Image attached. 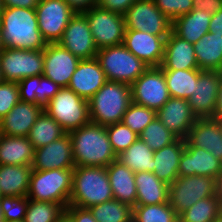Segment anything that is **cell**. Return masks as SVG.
<instances>
[{
	"mask_svg": "<svg viewBox=\"0 0 222 222\" xmlns=\"http://www.w3.org/2000/svg\"><path fill=\"white\" fill-rule=\"evenodd\" d=\"M0 31L6 48L43 50L47 45L38 28L35 9L3 8Z\"/></svg>",
	"mask_w": 222,
	"mask_h": 222,
	"instance_id": "1",
	"label": "cell"
},
{
	"mask_svg": "<svg viewBox=\"0 0 222 222\" xmlns=\"http://www.w3.org/2000/svg\"><path fill=\"white\" fill-rule=\"evenodd\" d=\"M75 166L108 167L117 159L106 126L89 122L69 132Z\"/></svg>",
	"mask_w": 222,
	"mask_h": 222,
	"instance_id": "2",
	"label": "cell"
},
{
	"mask_svg": "<svg viewBox=\"0 0 222 222\" xmlns=\"http://www.w3.org/2000/svg\"><path fill=\"white\" fill-rule=\"evenodd\" d=\"M112 199L106 167L75 166L69 205L88 209Z\"/></svg>",
	"mask_w": 222,
	"mask_h": 222,
	"instance_id": "3",
	"label": "cell"
},
{
	"mask_svg": "<svg viewBox=\"0 0 222 222\" xmlns=\"http://www.w3.org/2000/svg\"><path fill=\"white\" fill-rule=\"evenodd\" d=\"M88 102L90 122L101 126L122 122L132 103L131 85L107 81Z\"/></svg>",
	"mask_w": 222,
	"mask_h": 222,
	"instance_id": "4",
	"label": "cell"
},
{
	"mask_svg": "<svg viewBox=\"0 0 222 222\" xmlns=\"http://www.w3.org/2000/svg\"><path fill=\"white\" fill-rule=\"evenodd\" d=\"M73 169L32 170L28 199L69 205Z\"/></svg>",
	"mask_w": 222,
	"mask_h": 222,
	"instance_id": "5",
	"label": "cell"
},
{
	"mask_svg": "<svg viewBox=\"0 0 222 222\" xmlns=\"http://www.w3.org/2000/svg\"><path fill=\"white\" fill-rule=\"evenodd\" d=\"M96 58L107 81L131 85L148 66L123 44L99 49Z\"/></svg>",
	"mask_w": 222,
	"mask_h": 222,
	"instance_id": "6",
	"label": "cell"
},
{
	"mask_svg": "<svg viewBox=\"0 0 222 222\" xmlns=\"http://www.w3.org/2000/svg\"><path fill=\"white\" fill-rule=\"evenodd\" d=\"M44 111L69 133L90 122L89 102L68 87H63L44 107Z\"/></svg>",
	"mask_w": 222,
	"mask_h": 222,
	"instance_id": "7",
	"label": "cell"
},
{
	"mask_svg": "<svg viewBox=\"0 0 222 222\" xmlns=\"http://www.w3.org/2000/svg\"><path fill=\"white\" fill-rule=\"evenodd\" d=\"M215 196V178L207 176H178L169 185L168 202L179 216L197 201Z\"/></svg>",
	"mask_w": 222,
	"mask_h": 222,
	"instance_id": "8",
	"label": "cell"
},
{
	"mask_svg": "<svg viewBox=\"0 0 222 222\" xmlns=\"http://www.w3.org/2000/svg\"><path fill=\"white\" fill-rule=\"evenodd\" d=\"M44 49L27 50L6 48L0 52V67L3 81L20 80L43 74Z\"/></svg>",
	"mask_w": 222,
	"mask_h": 222,
	"instance_id": "9",
	"label": "cell"
},
{
	"mask_svg": "<svg viewBox=\"0 0 222 222\" xmlns=\"http://www.w3.org/2000/svg\"><path fill=\"white\" fill-rule=\"evenodd\" d=\"M82 14L87 18L98 50L123 44L125 33L124 15L105 10L99 5Z\"/></svg>",
	"mask_w": 222,
	"mask_h": 222,
	"instance_id": "10",
	"label": "cell"
},
{
	"mask_svg": "<svg viewBox=\"0 0 222 222\" xmlns=\"http://www.w3.org/2000/svg\"><path fill=\"white\" fill-rule=\"evenodd\" d=\"M125 29L168 37L172 21L155 5L153 0H136L124 14Z\"/></svg>",
	"mask_w": 222,
	"mask_h": 222,
	"instance_id": "11",
	"label": "cell"
},
{
	"mask_svg": "<svg viewBox=\"0 0 222 222\" xmlns=\"http://www.w3.org/2000/svg\"><path fill=\"white\" fill-rule=\"evenodd\" d=\"M132 102L156 112L170 99L164 72L160 67H148L131 84Z\"/></svg>",
	"mask_w": 222,
	"mask_h": 222,
	"instance_id": "12",
	"label": "cell"
},
{
	"mask_svg": "<svg viewBox=\"0 0 222 222\" xmlns=\"http://www.w3.org/2000/svg\"><path fill=\"white\" fill-rule=\"evenodd\" d=\"M35 11L38 28L46 43H57L75 15L65 0H40Z\"/></svg>",
	"mask_w": 222,
	"mask_h": 222,
	"instance_id": "13",
	"label": "cell"
},
{
	"mask_svg": "<svg viewBox=\"0 0 222 222\" xmlns=\"http://www.w3.org/2000/svg\"><path fill=\"white\" fill-rule=\"evenodd\" d=\"M80 60L97 56L93 36L87 18L82 13H75L70 19L62 38L57 42Z\"/></svg>",
	"mask_w": 222,
	"mask_h": 222,
	"instance_id": "14",
	"label": "cell"
},
{
	"mask_svg": "<svg viewBox=\"0 0 222 222\" xmlns=\"http://www.w3.org/2000/svg\"><path fill=\"white\" fill-rule=\"evenodd\" d=\"M221 80L222 71L202 70L199 73L194 92L188 98L190 108L197 118H212Z\"/></svg>",
	"mask_w": 222,
	"mask_h": 222,
	"instance_id": "15",
	"label": "cell"
},
{
	"mask_svg": "<svg viewBox=\"0 0 222 222\" xmlns=\"http://www.w3.org/2000/svg\"><path fill=\"white\" fill-rule=\"evenodd\" d=\"M80 59L59 43H47L44 48L43 74L59 86L68 87Z\"/></svg>",
	"mask_w": 222,
	"mask_h": 222,
	"instance_id": "16",
	"label": "cell"
},
{
	"mask_svg": "<svg viewBox=\"0 0 222 222\" xmlns=\"http://www.w3.org/2000/svg\"><path fill=\"white\" fill-rule=\"evenodd\" d=\"M167 37L125 29L123 45L148 67H160Z\"/></svg>",
	"mask_w": 222,
	"mask_h": 222,
	"instance_id": "17",
	"label": "cell"
},
{
	"mask_svg": "<svg viewBox=\"0 0 222 222\" xmlns=\"http://www.w3.org/2000/svg\"><path fill=\"white\" fill-rule=\"evenodd\" d=\"M72 140L69 133L35 149L33 170L74 169Z\"/></svg>",
	"mask_w": 222,
	"mask_h": 222,
	"instance_id": "18",
	"label": "cell"
},
{
	"mask_svg": "<svg viewBox=\"0 0 222 222\" xmlns=\"http://www.w3.org/2000/svg\"><path fill=\"white\" fill-rule=\"evenodd\" d=\"M156 117L176 137L186 139L189 130L198 119L192 112L187 99L170 97L156 112Z\"/></svg>",
	"mask_w": 222,
	"mask_h": 222,
	"instance_id": "19",
	"label": "cell"
},
{
	"mask_svg": "<svg viewBox=\"0 0 222 222\" xmlns=\"http://www.w3.org/2000/svg\"><path fill=\"white\" fill-rule=\"evenodd\" d=\"M106 82L105 73L95 57L79 61L68 88L78 96L89 100Z\"/></svg>",
	"mask_w": 222,
	"mask_h": 222,
	"instance_id": "20",
	"label": "cell"
},
{
	"mask_svg": "<svg viewBox=\"0 0 222 222\" xmlns=\"http://www.w3.org/2000/svg\"><path fill=\"white\" fill-rule=\"evenodd\" d=\"M185 146L203 148L222 162V132L218 121L198 118L189 130Z\"/></svg>",
	"mask_w": 222,
	"mask_h": 222,
	"instance_id": "21",
	"label": "cell"
},
{
	"mask_svg": "<svg viewBox=\"0 0 222 222\" xmlns=\"http://www.w3.org/2000/svg\"><path fill=\"white\" fill-rule=\"evenodd\" d=\"M222 173V162L203 148L186 147L180 157L179 176H207L216 178Z\"/></svg>",
	"mask_w": 222,
	"mask_h": 222,
	"instance_id": "22",
	"label": "cell"
},
{
	"mask_svg": "<svg viewBox=\"0 0 222 222\" xmlns=\"http://www.w3.org/2000/svg\"><path fill=\"white\" fill-rule=\"evenodd\" d=\"M43 111L41 105L19 101L0 120L1 133L7 136L28 137L31 127Z\"/></svg>",
	"mask_w": 222,
	"mask_h": 222,
	"instance_id": "23",
	"label": "cell"
},
{
	"mask_svg": "<svg viewBox=\"0 0 222 222\" xmlns=\"http://www.w3.org/2000/svg\"><path fill=\"white\" fill-rule=\"evenodd\" d=\"M160 68L162 70L199 69L194 45L171 31L165 40L164 57Z\"/></svg>",
	"mask_w": 222,
	"mask_h": 222,
	"instance_id": "24",
	"label": "cell"
},
{
	"mask_svg": "<svg viewBox=\"0 0 222 222\" xmlns=\"http://www.w3.org/2000/svg\"><path fill=\"white\" fill-rule=\"evenodd\" d=\"M113 198L122 203L136 206L137 191L135 172L117 159L106 167Z\"/></svg>",
	"mask_w": 222,
	"mask_h": 222,
	"instance_id": "25",
	"label": "cell"
},
{
	"mask_svg": "<svg viewBox=\"0 0 222 222\" xmlns=\"http://www.w3.org/2000/svg\"><path fill=\"white\" fill-rule=\"evenodd\" d=\"M185 149V139L178 138L153 154L154 174L166 184H172L178 175L180 157Z\"/></svg>",
	"mask_w": 222,
	"mask_h": 222,
	"instance_id": "26",
	"label": "cell"
},
{
	"mask_svg": "<svg viewBox=\"0 0 222 222\" xmlns=\"http://www.w3.org/2000/svg\"><path fill=\"white\" fill-rule=\"evenodd\" d=\"M136 205H157L168 202L169 185L148 171L135 173Z\"/></svg>",
	"mask_w": 222,
	"mask_h": 222,
	"instance_id": "27",
	"label": "cell"
},
{
	"mask_svg": "<svg viewBox=\"0 0 222 222\" xmlns=\"http://www.w3.org/2000/svg\"><path fill=\"white\" fill-rule=\"evenodd\" d=\"M35 148L28 137L7 136L0 138V165H32Z\"/></svg>",
	"mask_w": 222,
	"mask_h": 222,
	"instance_id": "28",
	"label": "cell"
},
{
	"mask_svg": "<svg viewBox=\"0 0 222 222\" xmlns=\"http://www.w3.org/2000/svg\"><path fill=\"white\" fill-rule=\"evenodd\" d=\"M211 16L210 13L203 10L193 9L172 22V31L181 39L194 45L209 32Z\"/></svg>",
	"mask_w": 222,
	"mask_h": 222,
	"instance_id": "29",
	"label": "cell"
},
{
	"mask_svg": "<svg viewBox=\"0 0 222 222\" xmlns=\"http://www.w3.org/2000/svg\"><path fill=\"white\" fill-rule=\"evenodd\" d=\"M32 165H0V193L2 196H27Z\"/></svg>",
	"mask_w": 222,
	"mask_h": 222,
	"instance_id": "30",
	"label": "cell"
},
{
	"mask_svg": "<svg viewBox=\"0 0 222 222\" xmlns=\"http://www.w3.org/2000/svg\"><path fill=\"white\" fill-rule=\"evenodd\" d=\"M200 70L222 71V34L206 33L194 44Z\"/></svg>",
	"mask_w": 222,
	"mask_h": 222,
	"instance_id": "31",
	"label": "cell"
},
{
	"mask_svg": "<svg viewBox=\"0 0 222 222\" xmlns=\"http://www.w3.org/2000/svg\"><path fill=\"white\" fill-rule=\"evenodd\" d=\"M154 151L140 138L117 156V160L133 172H154Z\"/></svg>",
	"mask_w": 222,
	"mask_h": 222,
	"instance_id": "32",
	"label": "cell"
},
{
	"mask_svg": "<svg viewBox=\"0 0 222 222\" xmlns=\"http://www.w3.org/2000/svg\"><path fill=\"white\" fill-rule=\"evenodd\" d=\"M200 69L163 70L170 97L187 99L193 94Z\"/></svg>",
	"mask_w": 222,
	"mask_h": 222,
	"instance_id": "33",
	"label": "cell"
},
{
	"mask_svg": "<svg viewBox=\"0 0 222 222\" xmlns=\"http://www.w3.org/2000/svg\"><path fill=\"white\" fill-rule=\"evenodd\" d=\"M66 133L55 119L43 111L31 127L28 139L33 147L38 149L63 137Z\"/></svg>",
	"mask_w": 222,
	"mask_h": 222,
	"instance_id": "34",
	"label": "cell"
},
{
	"mask_svg": "<svg viewBox=\"0 0 222 222\" xmlns=\"http://www.w3.org/2000/svg\"><path fill=\"white\" fill-rule=\"evenodd\" d=\"M97 222H132L133 207L112 199L88 208Z\"/></svg>",
	"mask_w": 222,
	"mask_h": 222,
	"instance_id": "35",
	"label": "cell"
},
{
	"mask_svg": "<svg viewBox=\"0 0 222 222\" xmlns=\"http://www.w3.org/2000/svg\"><path fill=\"white\" fill-rule=\"evenodd\" d=\"M222 211V204L216 196L203 198L182 212L179 222H213Z\"/></svg>",
	"mask_w": 222,
	"mask_h": 222,
	"instance_id": "36",
	"label": "cell"
},
{
	"mask_svg": "<svg viewBox=\"0 0 222 222\" xmlns=\"http://www.w3.org/2000/svg\"><path fill=\"white\" fill-rule=\"evenodd\" d=\"M134 222H179V217L169 202L133 207Z\"/></svg>",
	"mask_w": 222,
	"mask_h": 222,
	"instance_id": "37",
	"label": "cell"
},
{
	"mask_svg": "<svg viewBox=\"0 0 222 222\" xmlns=\"http://www.w3.org/2000/svg\"><path fill=\"white\" fill-rule=\"evenodd\" d=\"M64 211L62 204L28 199L24 222H56Z\"/></svg>",
	"mask_w": 222,
	"mask_h": 222,
	"instance_id": "38",
	"label": "cell"
},
{
	"mask_svg": "<svg viewBox=\"0 0 222 222\" xmlns=\"http://www.w3.org/2000/svg\"><path fill=\"white\" fill-rule=\"evenodd\" d=\"M139 138L153 151L170 145L178 139L157 117L143 129Z\"/></svg>",
	"mask_w": 222,
	"mask_h": 222,
	"instance_id": "39",
	"label": "cell"
},
{
	"mask_svg": "<svg viewBox=\"0 0 222 222\" xmlns=\"http://www.w3.org/2000/svg\"><path fill=\"white\" fill-rule=\"evenodd\" d=\"M156 117V111L145 106L131 103L124 113L122 122L137 135Z\"/></svg>",
	"mask_w": 222,
	"mask_h": 222,
	"instance_id": "40",
	"label": "cell"
},
{
	"mask_svg": "<svg viewBox=\"0 0 222 222\" xmlns=\"http://www.w3.org/2000/svg\"><path fill=\"white\" fill-rule=\"evenodd\" d=\"M106 130L113 151L117 156L139 138V135L133 132L123 122L108 125L106 126Z\"/></svg>",
	"mask_w": 222,
	"mask_h": 222,
	"instance_id": "41",
	"label": "cell"
},
{
	"mask_svg": "<svg viewBox=\"0 0 222 222\" xmlns=\"http://www.w3.org/2000/svg\"><path fill=\"white\" fill-rule=\"evenodd\" d=\"M0 205L4 220L24 221L28 198L27 196H2Z\"/></svg>",
	"mask_w": 222,
	"mask_h": 222,
	"instance_id": "42",
	"label": "cell"
},
{
	"mask_svg": "<svg viewBox=\"0 0 222 222\" xmlns=\"http://www.w3.org/2000/svg\"><path fill=\"white\" fill-rule=\"evenodd\" d=\"M158 9L172 22L184 14L191 12L195 0H153Z\"/></svg>",
	"mask_w": 222,
	"mask_h": 222,
	"instance_id": "43",
	"label": "cell"
},
{
	"mask_svg": "<svg viewBox=\"0 0 222 222\" xmlns=\"http://www.w3.org/2000/svg\"><path fill=\"white\" fill-rule=\"evenodd\" d=\"M20 101L17 82L2 81L0 83V120Z\"/></svg>",
	"mask_w": 222,
	"mask_h": 222,
	"instance_id": "44",
	"label": "cell"
},
{
	"mask_svg": "<svg viewBox=\"0 0 222 222\" xmlns=\"http://www.w3.org/2000/svg\"><path fill=\"white\" fill-rule=\"evenodd\" d=\"M61 88V86L51 79L44 75H40V82H37V88L35 91L36 104L41 105L44 108Z\"/></svg>",
	"mask_w": 222,
	"mask_h": 222,
	"instance_id": "45",
	"label": "cell"
},
{
	"mask_svg": "<svg viewBox=\"0 0 222 222\" xmlns=\"http://www.w3.org/2000/svg\"><path fill=\"white\" fill-rule=\"evenodd\" d=\"M37 82H40V75L26 77L17 82L20 101L36 104L35 91L37 88Z\"/></svg>",
	"mask_w": 222,
	"mask_h": 222,
	"instance_id": "46",
	"label": "cell"
},
{
	"mask_svg": "<svg viewBox=\"0 0 222 222\" xmlns=\"http://www.w3.org/2000/svg\"><path fill=\"white\" fill-rule=\"evenodd\" d=\"M135 1L136 0H102L98 5L105 10L124 15Z\"/></svg>",
	"mask_w": 222,
	"mask_h": 222,
	"instance_id": "47",
	"label": "cell"
},
{
	"mask_svg": "<svg viewBox=\"0 0 222 222\" xmlns=\"http://www.w3.org/2000/svg\"><path fill=\"white\" fill-rule=\"evenodd\" d=\"M65 211L73 218L74 222H97L91 211L87 208L68 205Z\"/></svg>",
	"mask_w": 222,
	"mask_h": 222,
	"instance_id": "48",
	"label": "cell"
},
{
	"mask_svg": "<svg viewBox=\"0 0 222 222\" xmlns=\"http://www.w3.org/2000/svg\"><path fill=\"white\" fill-rule=\"evenodd\" d=\"M193 9L203 10L213 15L222 10V0H195Z\"/></svg>",
	"mask_w": 222,
	"mask_h": 222,
	"instance_id": "49",
	"label": "cell"
},
{
	"mask_svg": "<svg viewBox=\"0 0 222 222\" xmlns=\"http://www.w3.org/2000/svg\"><path fill=\"white\" fill-rule=\"evenodd\" d=\"M75 13H84L98 5L95 0H65Z\"/></svg>",
	"mask_w": 222,
	"mask_h": 222,
	"instance_id": "50",
	"label": "cell"
},
{
	"mask_svg": "<svg viewBox=\"0 0 222 222\" xmlns=\"http://www.w3.org/2000/svg\"><path fill=\"white\" fill-rule=\"evenodd\" d=\"M40 0H2L3 8L21 7L35 9Z\"/></svg>",
	"mask_w": 222,
	"mask_h": 222,
	"instance_id": "51",
	"label": "cell"
},
{
	"mask_svg": "<svg viewBox=\"0 0 222 222\" xmlns=\"http://www.w3.org/2000/svg\"><path fill=\"white\" fill-rule=\"evenodd\" d=\"M209 32L222 34V10L213 14L210 19Z\"/></svg>",
	"mask_w": 222,
	"mask_h": 222,
	"instance_id": "52",
	"label": "cell"
},
{
	"mask_svg": "<svg viewBox=\"0 0 222 222\" xmlns=\"http://www.w3.org/2000/svg\"><path fill=\"white\" fill-rule=\"evenodd\" d=\"M212 119L214 120H222V80L219 86V92L217 96V103L215 107V111L213 113Z\"/></svg>",
	"mask_w": 222,
	"mask_h": 222,
	"instance_id": "53",
	"label": "cell"
},
{
	"mask_svg": "<svg viewBox=\"0 0 222 222\" xmlns=\"http://www.w3.org/2000/svg\"><path fill=\"white\" fill-rule=\"evenodd\" d=\"M215 196L222 204V173L215 178Z\"/></svg>",
	"mask_w": 222,
	"mask_h": 222,
	"instance_id": "54",
	"label": "cell"
},
{
	"mask_svg": "<svg viewBox=\"0 0 222 222\" xmlns=\"http://www.w3.org/2000/svg\"><path fill=\"white\" fill-rule=\"evenodd\" d=\"M56 222H74V220L66 211H64Z\"/></svg>",
	"mask_w": 222,
	"mask_h": 222,
	"instance_id": "55",
	"label": "cell"
},
{
	"mask_svg": "<svg viewBox=\"0 0 222 222\" xmlns=\"http://www.w3.org/2000/svg\"><path fill=\"white\" fill-rule=\"evenodd\" d=\"M213 222H222V211L217 215Z\"/></svg>",
	"mask_w": 222,
	"mask_h": 222,
	"instance_id": "56",
	"label": "cell"
},
{
	"mask_svg": "<svg viewBox=\"0 0 222 222\" xmlns=\"http://www.w3.org/2000/svg\"><path fill=\"white\" fill-rule=\"evenodd\" d=\"M4 221V215H3V211L1 209V205H0V222Z\"/></svg>",
	"mask_w": 222,
	"mask_h": 222,
	"instance_id": "57",
	"label": "cell"
},
{
	"mask_svg": "<svg viewBox=\"0 0 222 222\" xmlns=\"http://www.w3.org/2000/svg\"><path fill=\"white\" fill-rule=\"evenodd\" d=\"M4 49L2 40H1V31H0V52Z\"/></svg>",
	"mask_w": 222,
	"mask_h": 222,
	"instance_id": "58",
	"label": "cell"
},
{
	"mask_svg": "<svg viewBox=\"0 0 222 222\" xmlns=\"http://www.w3.org/2000/svg\"><path fill=\"white\" fill-rule=\"evenodd\" d=\"M2 11H3V5H2V0H0V17H1Z\"/></svg>",
	"mask_w": 222,
	"mask_h": 222,
	"instance_id": "59",
	"label": "cell"
},
{
	"mask_svg": "<svg viewBox=\"0 0 222 222\" xmlns=\"http://www.w3.org/2000/svg\"><path fill=\"white\" fill-rule=\"evenodd\" d=\"M218 121V123H219V125H220V130H221V132H222V120H217Z\"/></svg>",
	"mask_w": 222,
	"mask_h": 222,
	"instance_id": "60",
	"label": "cell"
},
{
	"mask_svg": "<svg viewBox=\"0 0 222 222\" xmlns=\"http://www.w3.org/2000/svg\"><path fill=\"white\" fill-rule=\"evenodd\" d=\"M3 222H24V221L4 220Z\"/></svg>",
	"mask_w": 222,
	"mask_h": 222,
	"instance_id": "61",
	"label": "cell"
},
{
	"mask_svg": "<svg viewBox=\"0 0 222 222\" xmlns=\"http://www.w3.org/2000/svg\"><path fill=\"white\" fill-rule=\"evenodd\" d=\"M3 81V78H2V74H1V67H0V83Z\"/></svg>",
	"mask_w": 222,
	"mask_h": 222,
	"instance_id": "62",
	"label": "cell"
},
{
	"mask_svg": "<svg viewBox=\"0 0 222 222\" xmlns=\"http://www.w3.org/2000/svg\"><path fill=\"white\" fill-rule=\"evenodd\" d=\"M101 1H102V0H95V2H96L97 4H99Z\"/></svg>",
	"mask_w": 222,
	"mask_h": 222,
	"instance_id": "63",
	"label": "cell"
}]
</instances>
